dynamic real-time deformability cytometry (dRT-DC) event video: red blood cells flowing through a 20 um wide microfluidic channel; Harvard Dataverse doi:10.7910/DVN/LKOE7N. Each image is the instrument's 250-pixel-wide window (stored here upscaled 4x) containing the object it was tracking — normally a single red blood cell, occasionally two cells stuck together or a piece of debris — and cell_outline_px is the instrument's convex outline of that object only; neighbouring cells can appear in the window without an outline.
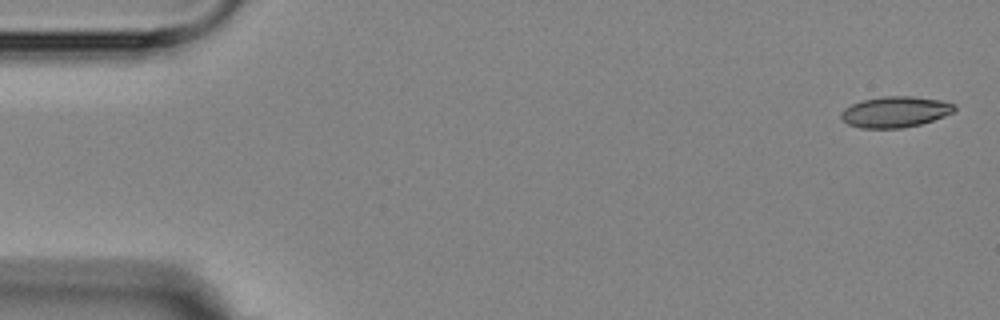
{"species": "Egyptian fruit bat (a non-hibernating species)", "species_latin": "Rousettus aegyptiacus", "temperature_condition": "room temperature", "stored_images_in_passage": 5, "camera_frame_rate_fps": 3000, "um_per_image_px": 0.085, "animal": {"sex": "female"}, "frame": {"image": 1, "passage_image": 1, "time_ms": 0.0, "image_size_px": [1000, 320], "cell_outline_px": [[956, 112], [920, 124], [900, 128], [860, 128], [848, 124], [840, 116], [840, 112], [844, 108], [852, 104], [864, 100], [880, 96], [912, 96], [940, 100], [956, 104]], "centroid_in_image_um": [76.11, 9.5], "position_along_channel_um": 8.9, "area_um2": 20.46}}
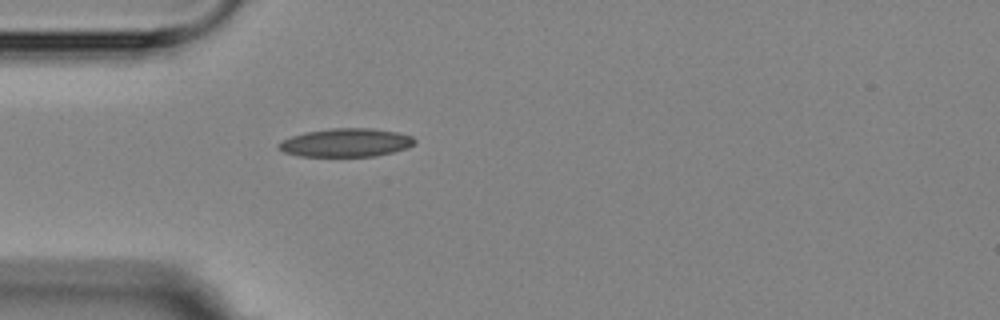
{"frame": {"image": 2, "passage_image": 5, "time_ms": 4.667, "image_size_px": [1000, 320], "cell_outline_px": [[416, 144], [408, 148], [376, 156], [300, 156], [284, 152], [276, 148], [276, 144], [292, 136], [304, 132], [332, 128], [372, 128], [400, 132], [412, 136], [416, 140]], "centroid_in_image_um": [29.44, 12.12], "position_along_channel_um": 55.6, "area_um2": 22.72}}